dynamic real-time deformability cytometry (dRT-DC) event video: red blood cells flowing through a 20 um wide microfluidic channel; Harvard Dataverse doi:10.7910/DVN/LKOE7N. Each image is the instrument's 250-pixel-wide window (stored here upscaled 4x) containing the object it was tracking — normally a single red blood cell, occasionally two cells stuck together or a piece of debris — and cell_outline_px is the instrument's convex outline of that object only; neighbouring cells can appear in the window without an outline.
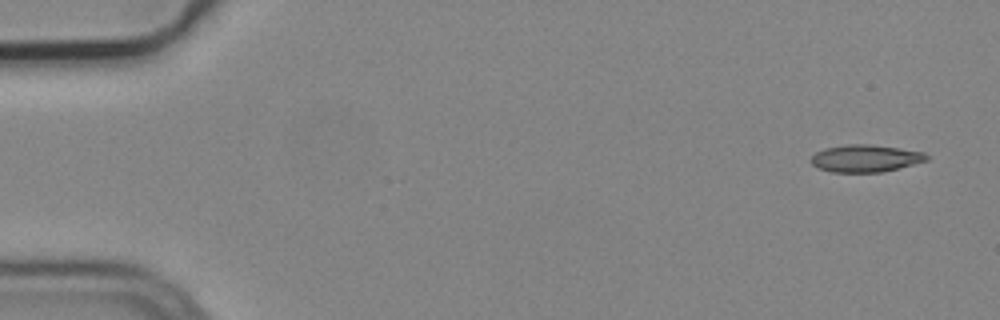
{"species": "common noctule bat (a hibernating species)", "species_latin": "Nyctalus noctula", "temperature_condition": "cold", "stored_images_in_passage": 6, "camera_frame_rate_fps": 3000, "um_per_image_px": 0.085, "animal": {"sex": "male", "body_mass_g": 19.2, "forearm_length_mm": 51.8}, "frame": {"image": 1, "passage_image": 1, "time_ms": 0.0, "image_size_px": [1000, 320], "cell_outline_px": [[928, 160], [900, 168], [880, 172], [832, 172], [820, 168], [812, 164], [812, 156], [816, 152], [824, 148], [848, 144], [868, 144], [900, 148], [924, 152], [928, 156]], "centroid_in_image_um": [73.59, 13.45], "position_along_channel_um": 11.4, "area_um2": 18.26}}
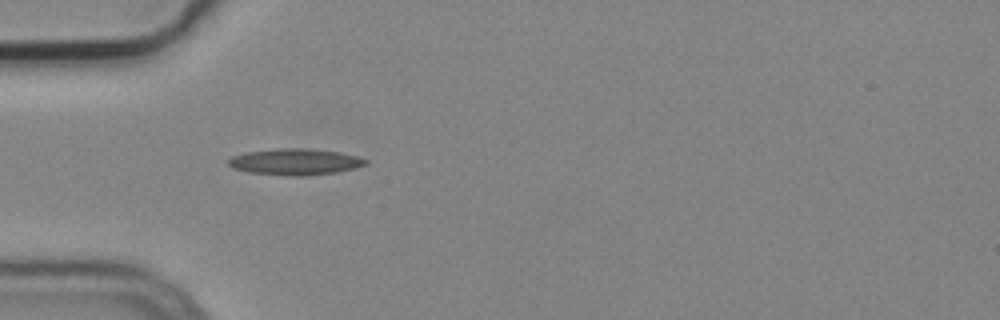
{"frame": {"image": 2, "passage_image": 5, "time_ms": 1.333, "image_size_px": [1000, 320], "cell_outline_px": [[368, 164], [356, 168], [336, 172], [304, 176], [296, 176], [248, 172], [232, 168], [228, 164], [228, 160], [232, 156], [248, 152], [276, 148], [308, 148], [340, 152], [356, 156], [368, 160]], "centroid_in_image_um": [25.11, 13.75], "position_along_channel_um": 59.9, "area_um2": 21.04}}
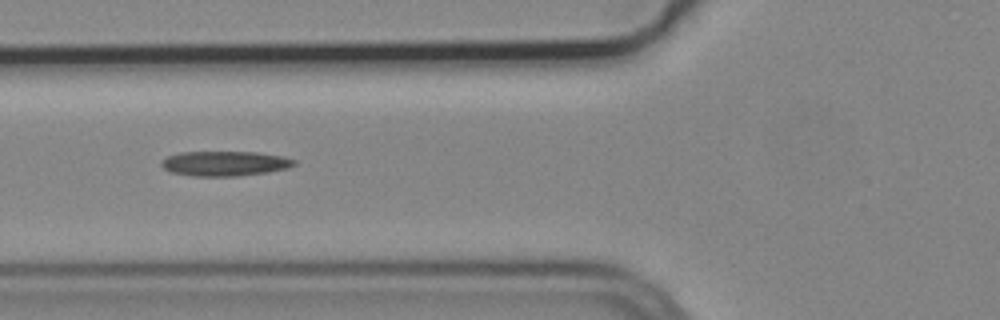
{"frame": {"image": 3, "passage_image": 6, "time_ms": 1.667, "image_size_px": [1000, 320], "cell_outline_px": [[296, 164], [288, 168], [268, 172], [236, 176], [192, 176], [172, 172], [164, 168], [160, 164], [160, 160], [168, 156], [180, 152], [256, 152], [284, 156], [296, 160]], "centroid_in_image_um": [19.12, 13.89], "position_along_channel_um": 106.7, "area_um2": 19.31}}